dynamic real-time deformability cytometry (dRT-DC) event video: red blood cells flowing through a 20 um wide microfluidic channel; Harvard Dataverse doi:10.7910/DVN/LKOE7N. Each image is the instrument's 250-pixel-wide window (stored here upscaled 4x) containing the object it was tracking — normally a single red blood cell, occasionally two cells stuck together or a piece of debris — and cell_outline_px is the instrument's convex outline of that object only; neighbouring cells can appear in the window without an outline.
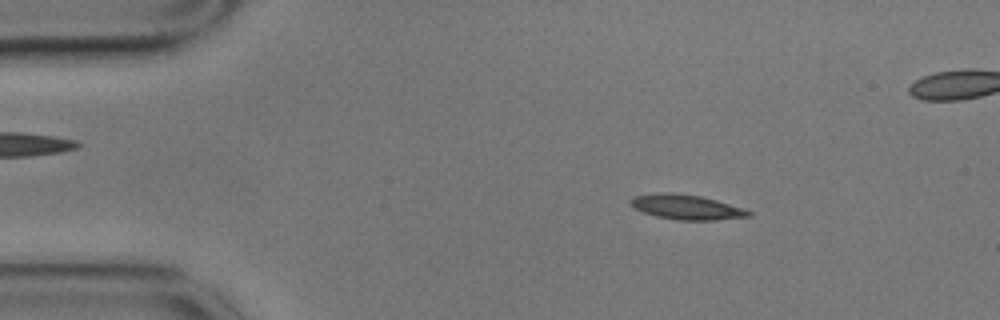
{"species": "common noctule bat (a hibernating species)", "species_latin": "Nyctalus noctula", "temperature_condition": "cold", "stored_images_in_passage": 56, "camera_frame_rate_fps": 3000, "um_per_image_px": 0.085, "animal": {"sex": "male", "body_mass_g": 17.9}, "frame": {"image": 1, "passage_image": 8, "time_ms": 2.333, "image_size_px": [1000, 320], "cell_outline_px": [[752, 216], [716, 220], [676, 220], [656, 216], [644, 212], [636, 208], [628, 200], [636, 196], [660, 192], [672, 192], [700, 196], [716, 200], [744, 208], [752, 212]], "centroid_in_image_um": [58.39, 17.6], "position_along_channel_um": 26.6, "area_um2": 16.99}}
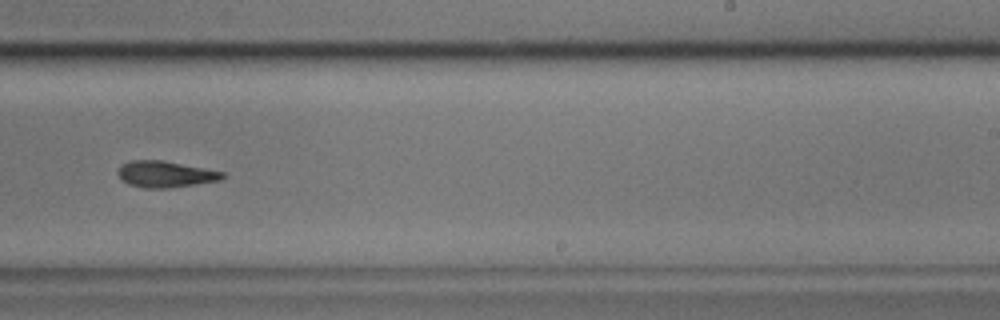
{"frame": {"image": 2, "passage_image": 34, "time_ms": 11.0, "image_size_px": [1000, 320], "cell_outline_px": [[228, 176], [220, 180], [168, 188], [144, 188], [128, 184], [120, 180], [116, 172], [124, 164], [132, 160], [164, 160], [224, 172]], "centroid_in_image_um": [14.05, 14.81], "position_along_channel_um": 274.9, "area_um2": 16.07}}
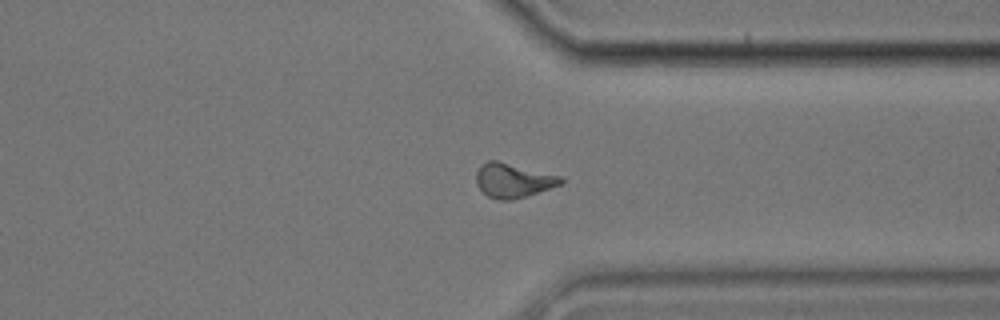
{"frame": {"image": 3, "passage_image": 42, "time_ms": 13.667, "image_size_px": [1000, 320], "cell_outline_px": [[564, 180], [560, 184], [528, 196], [508, 200], [496, 200], [488, 196], [476, 184], [476, 172], [480, 164], [488, 160], [496, 160], [560, 176]], "centroid_in_image_um": [43.57, 15.33], "position_along_channel_um": 367.8, "area_um2": 16.76}, "authors_computed_cell_mechanics": {"area_um2": 16.2707, "velocity_mm_per_s": 3.5108, "shape_relaxation_time_tau1_ms": 5.5494, "shape_relaxation_time_tau2_ms": 8.0637, "deformation_change_tau1": 0.1865, "deformation_change_tau2": 0.1569}}